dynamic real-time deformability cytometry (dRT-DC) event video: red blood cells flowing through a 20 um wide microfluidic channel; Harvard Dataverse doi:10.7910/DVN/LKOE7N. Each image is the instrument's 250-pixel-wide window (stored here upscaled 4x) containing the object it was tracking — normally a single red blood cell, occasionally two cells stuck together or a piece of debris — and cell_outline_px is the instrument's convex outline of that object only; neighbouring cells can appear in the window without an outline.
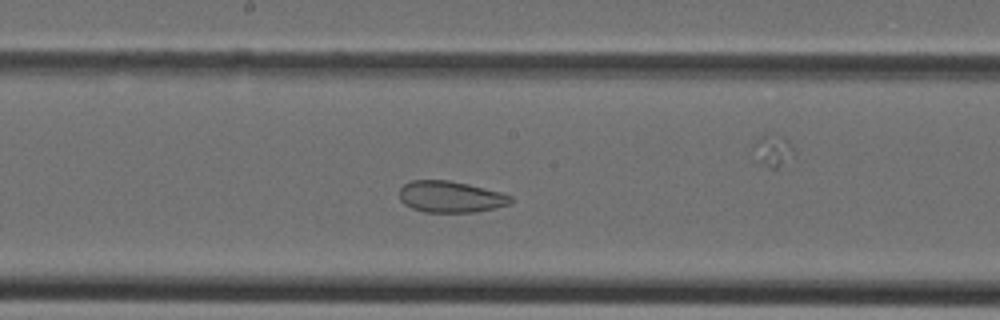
{"species": "Egyptian fruit bat (a non-hibernating species)", "species_latin": "Rousettus aegyptiacus", "temperature_condition": "cold", "stored_images_in_passage": 30, "camera_frame_rate_fps": 3000, "um_per_image_px": 0.085, "animal": {"sex": "female"}, "frame": {"image": 1, "passage_image": 17, "time_ms": 5.333, "image_size_px": [1000, 320], "cell_outline_px": [[512, 204], [476, 212], [424, 212], [412, 208], [404, 204], [400, 200], [400, 188], [404, 184], [412, 180], [448, 180], [468, 184], [500, 192], [512, 196]], "centroid_in_image_um": [38.3, 16.73], "position_along_channel_um": 209.9, "area_um2": 20.4}}
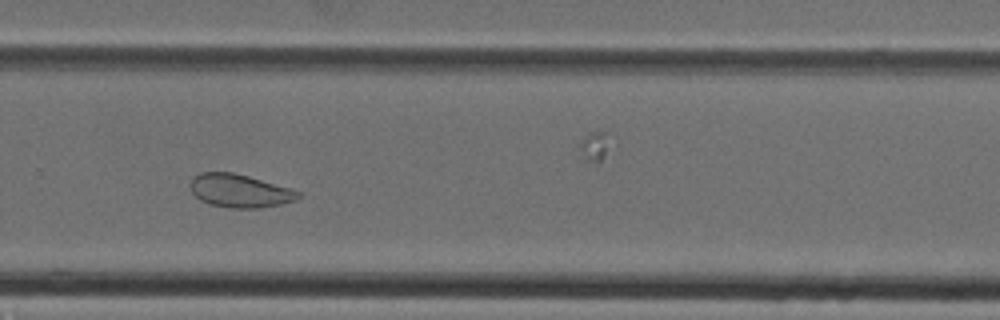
{"frame": {"image": 2, "passage_image": 23, "time_ms": 7.333, "image_size_px": [1000, 320], "cell_outline_px": [[300, 196], [296, 200], [280, 204], [260, 208], [228, 208], [208, 204], [200, 200], [192, 192], [192, 180], [200, 172], [232, 172], [248, 176], [288, 188], [300, 192]], "centroid_in_image_um": [20.37, 16.23], "position_along_channel_um": 309.4, "area_um2": 20.58}}
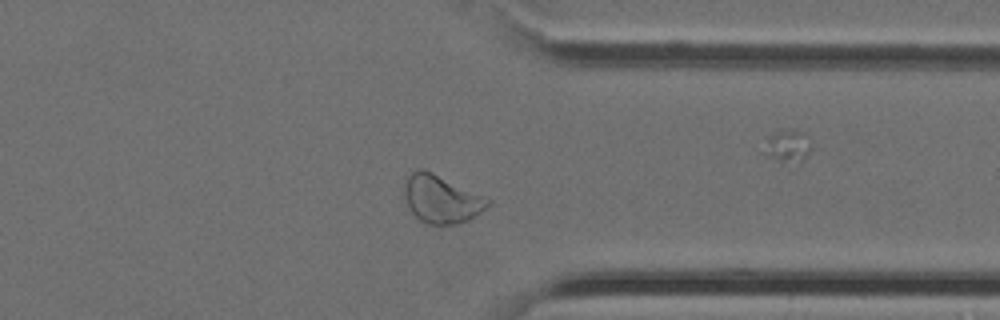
{"frame": {"image": 3, "passage_image": 27, "time_ms": 8.667, "image_size_px": [1000, 320], "cell_outline_px": [[492, 204], [468, 220], [456, 224], [428, 224], [420, 220], [412, 212], [404, 196], [404, 184], [408, 176], [412, 172], [420, 168], [424, 168], [492, 200]], "centroid_in_image_um": [37.52, 16.91], "position_along_channel_um": 373.9, "area_um2": 23.12}}